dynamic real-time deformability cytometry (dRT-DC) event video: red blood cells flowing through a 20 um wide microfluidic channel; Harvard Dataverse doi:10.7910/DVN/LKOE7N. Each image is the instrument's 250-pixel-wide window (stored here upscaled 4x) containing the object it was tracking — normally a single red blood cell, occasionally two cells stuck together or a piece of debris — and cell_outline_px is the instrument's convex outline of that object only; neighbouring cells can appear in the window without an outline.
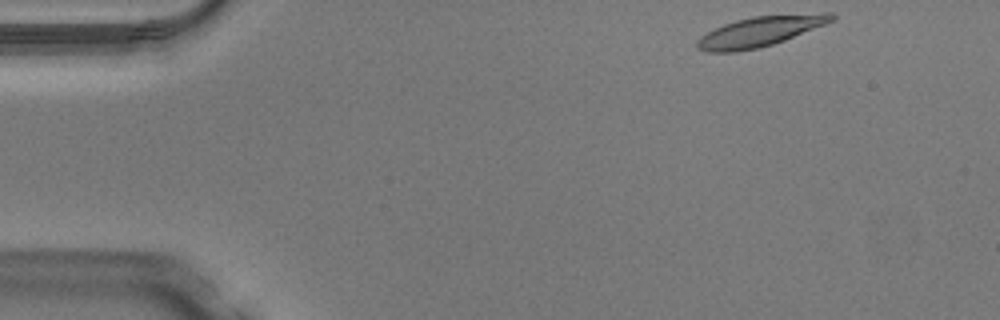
{"species": "Egyptian fruit bat (a non-hibernating species)", "species_latin": "Rousettus aegyptiacus", "temperature_condition": "warm", "stored_images_in_passage": 45, "camera_frame_rate_fps": 3000, "um_per_image_px": 0.085, "animal": {"sex": "male"}, "frame": {"image": 1, "passage_image": 1, "time_ms": 0.0, "image_size_px": [1000, 320], "cell_outline_px": [[836, 20], [784, 40], [760, 48], [736, 52], [708, 52], [696, 48], [696, 40], [700, 36], [724, 24], [736, 20], [752, 16], [824, 12], [832, 12], [836, 16]], "centroid_in_image_um": [64.63, 2.66], "position_along_channel_um": 20.4, "area_um2": 23.76}}
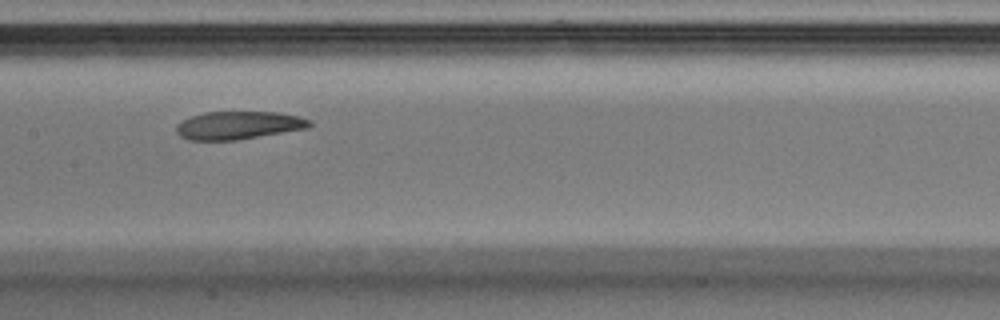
{"frame": {"image": 2, "passage_image": 20, "time_ms": 6.333, "image_size_px": [1000, 320], "cell_outline_px": [[312, 124], [308, 128], [236, 140], [188, 140], [180, 136], [176, 132], [176, 124], [192, 116], [204, 112], [276, 112], [300, 116], [312, 120]], "centroid_in_image_um": [20.28, 10.65], "position_along_channel_um": 187.1, "area_um2": 21.73}}
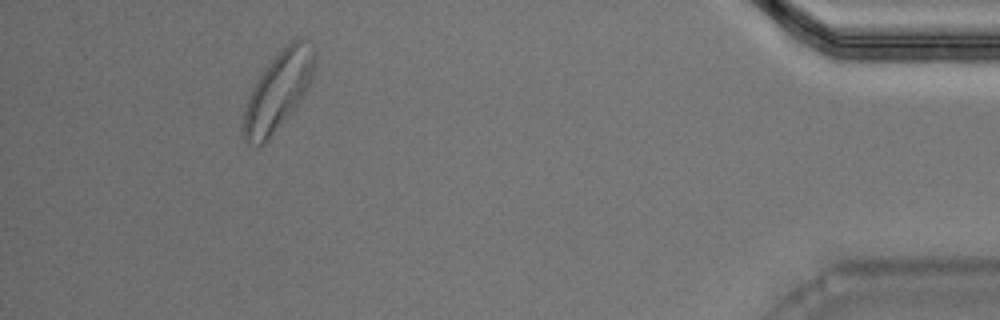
{"frame": {"image": 3, "passage_image": 41, "time_ms": 13.333, "image_size_px": [1000, 320], "cell_outline_px": [[316, 64], [308, 88], [300, 100], [268, 136], [260, 144], [248, 144], [244, 140], [240, 128], [248, 96], [256, 80], [268, 64], [292, 40], [300, 40], [316, 52]], "centroid_in_image_um": [23.6, 7.73], "position_along_channel_um": 411.6, "area_um2": 31.21}, "authors_computed_cell_mechanics": {"area_um2": 23.5824, "velocity_mm_per_s": 4.0508, "shape_relaxation_time_tau1_ms": null, "shape_relaxation_time_tau2_ms": 6.5951, "deformation_change_tau1": null, "deformation_change_tau2": 0.1437}}